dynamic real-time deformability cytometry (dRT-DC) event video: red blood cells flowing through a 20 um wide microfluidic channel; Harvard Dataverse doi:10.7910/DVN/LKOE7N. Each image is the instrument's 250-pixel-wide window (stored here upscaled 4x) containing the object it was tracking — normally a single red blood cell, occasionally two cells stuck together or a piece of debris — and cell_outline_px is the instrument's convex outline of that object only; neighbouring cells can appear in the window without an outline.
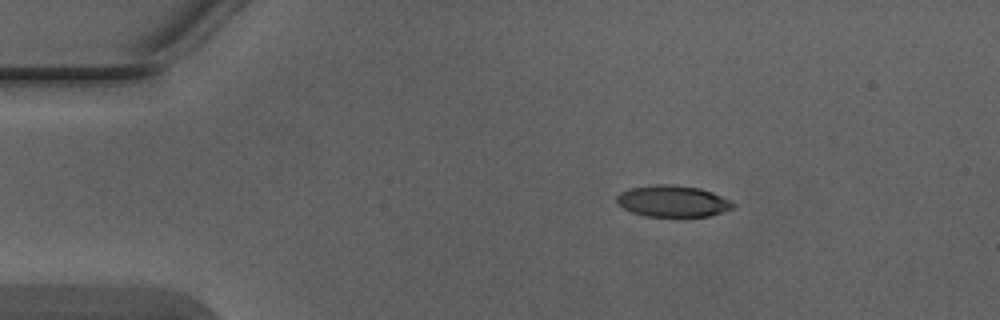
{"species": "Egyptian fruit bat (a non-hibernating species)", "species_latin": "Rousettus aegyptiacus", "temperature_condition": "warm", "stored_images_in_passage": 5, "camera_frame_rate_fps": 3000, "um_per_image_px": 0.085, "animal": {"sex": "male"}, "frame": {"image": 1, "passage_image": 1, "time_ms": 0.0, "image_size_px": [1000, 320], "cell_outline_px": [[736, 204], [732, 208], [708, 216], [644, 216], [632, 212], [616, 204], [616, 196], [620, 192], [632, 188], [656, 184], [672, 184], [700, 188], [712, 192]], "centroid_in_image_um": [57.14, 17.09], "position_along_channel_um": 27.9, "area_um2": 21.15}}
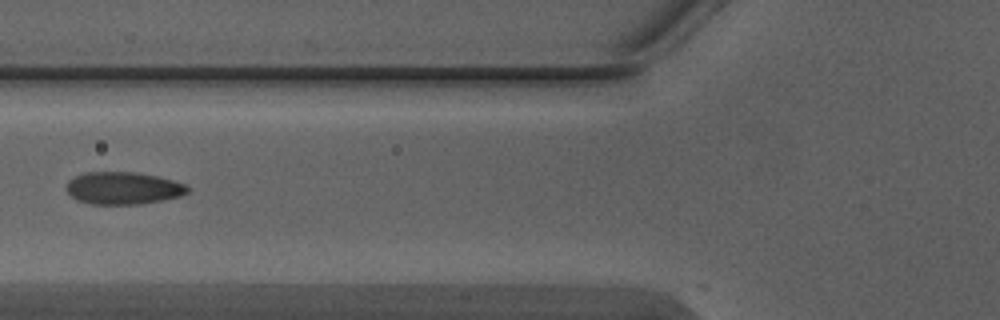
{"frame": {"image": 2, "passage_image": 4, "time_ms": 1.0, "image_size_px": [1000, 320], "cell_outline_px": [[192, 188], [188, 192], [180, 196], [164, 200], [140, 204], [92, 204], [76, 200], [64, 188], [68, 180], [84, 172], [136, 172], [160, 176], [184, 184]], "centroid_in_image_um": [10.47, 15.99], "position_along_channel_um": 115.3, "area_um2": 23.12}}
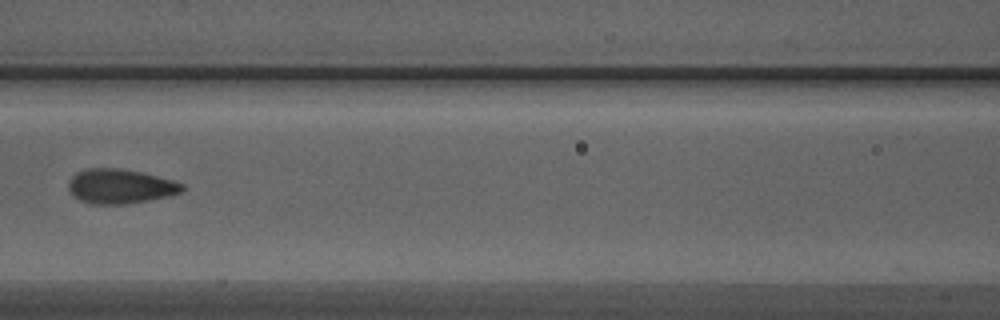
{"frame": {"image": 3, "passage_image": 5, "time_ms": 1.333, "image_size_px": [1000, 320], "cell_outline_px": [[184, 188], [180, 192], [148, 200], [124, 204], [92, 204], [80, 200], [72, 196], [68, 188], [68, 180], [76, 172], [84, 168], [120, 168], [140, 172], [172, 180], [184, 184]], "centroid_in_image_um": [10.14, 15.82], "position_along_channel_um": 156.5, "area_um2": 22.77}}